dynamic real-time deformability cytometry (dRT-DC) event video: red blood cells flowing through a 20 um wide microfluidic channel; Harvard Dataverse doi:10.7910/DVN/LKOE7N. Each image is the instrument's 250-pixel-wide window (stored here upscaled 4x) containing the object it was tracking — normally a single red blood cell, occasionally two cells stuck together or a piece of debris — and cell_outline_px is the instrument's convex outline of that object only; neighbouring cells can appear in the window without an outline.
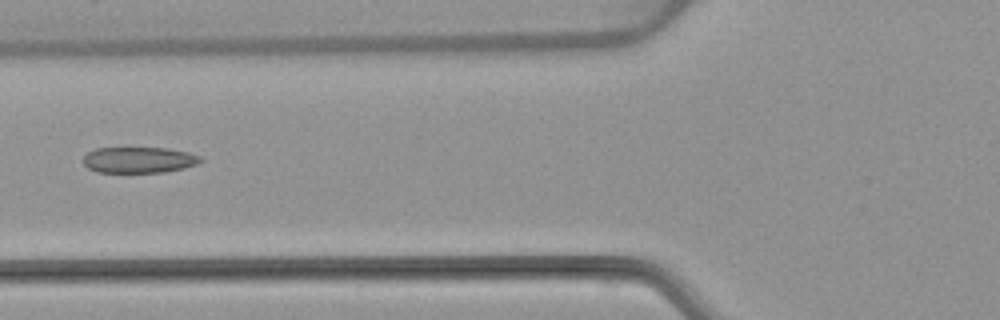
{"species": "common noctule bat (a hibernating species)", "species_latin": "Nyctalus noctula", "temperature_condition": "warm", "stored_images_in_passage": 7, "camera_frame_rate_fps": 3000, "um_per_image_px": 0.085, "animal": {"sex": "female", "body_mass_g": 22.7, "forearm_length_mm": 54.2}, "frame": {"image": 1, "passage_image": 6, "time_ms": 6.333, "image_size_px": [1000, 320], "cell_outline_px": [[204, 160], [196, 164], [184, 168], [164, 172], [96, 172], [88, 168], [84, 164], [84, 156], [88, 152], [96, 148], [168, 148], [188, 152], [200, 156]], "centroid_in_image_um": [11.82, 13.59], "position_along_channel_um": 114.0, "area_um2": 17.74}}
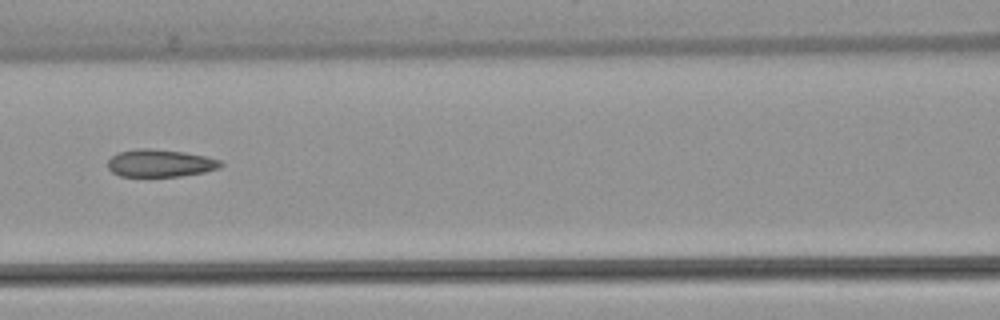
{"frame": {"image": 2, "passage_image": 7, "time_ms": 7.333, "image_size_px": [1000, 320], "cell_outline_px": [[224, 164], [220, 168], [204, 172], [180, 176], [120, 176], [112, 172], [108, 168], [108, 160], [116, 152], [140, 148], [148, 148], [184, 152], [208, 156], [220, 160]], "centroid_in_image_um": [13.62, 13.86], "position_along_channel_um": 153.0, "area_um2": 18.21}}